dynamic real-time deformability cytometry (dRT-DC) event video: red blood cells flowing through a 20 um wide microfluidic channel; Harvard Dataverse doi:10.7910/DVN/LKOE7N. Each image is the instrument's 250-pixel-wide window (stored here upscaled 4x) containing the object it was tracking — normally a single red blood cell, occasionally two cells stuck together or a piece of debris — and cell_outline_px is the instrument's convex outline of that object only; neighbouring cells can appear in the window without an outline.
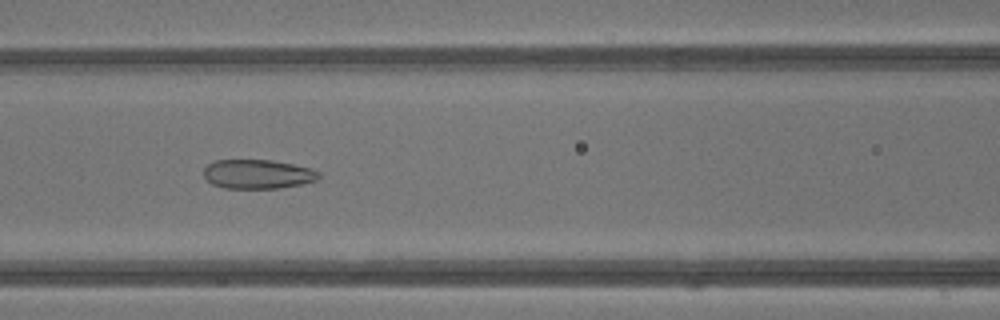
{"species": "common noctule bat (a hibernating species)", "species_latin": "Nyctalus noctula", "temperature_condition": "warm", "stored_images_in_passage": 41, "camera_frame_rate_fps": 3000, "um_per_image_px": 0.085, "animal": {"sex": "male", "body_mass_g": 13.3}, "frame": {"image": 1, "passage_image": 18, "time_ms": 5.667, "image_size_px": [1000, 320], "cell_outline_px": [[320, 176], [316, 180], [300, 184], [280, 188], [224, 188], [212, 184], [204, 176], [204, 168], [208, 164], [216, 160], [272, 160], [312, 168], [320, 172]], "centroid_in_image_um": [21.91, 14.8], "position_along_channel_um": 144.7, "area_um2": 19.54}}
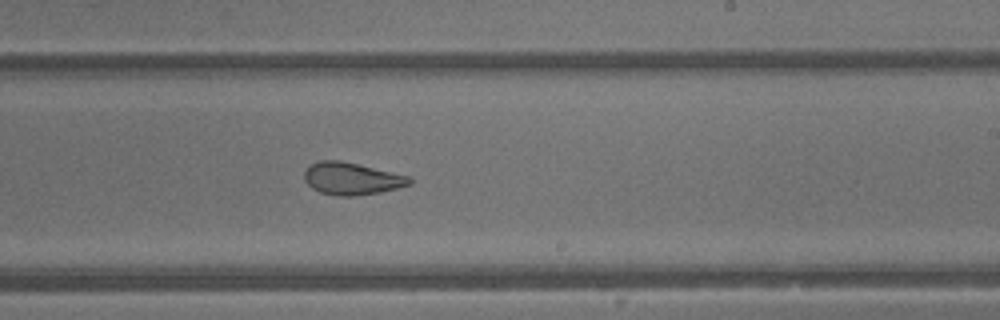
{"frame": {"image": 2, "passage_image": 25, "time_ms": 8.0, "image_size_px": [1000, 320], "cell_outline_px": [[412, 184], [380, 192], [352, 196], [336, 196], [320, 192], [312, 188], [304, 180], [304, 172], [308, 164], [320, 160], [340, 160], [408, 176], [412, 180]], "centroid_in_image_um": [29.84, 15.18], "position_along_channel_um": 259.2, "area_um2": 19.71}}
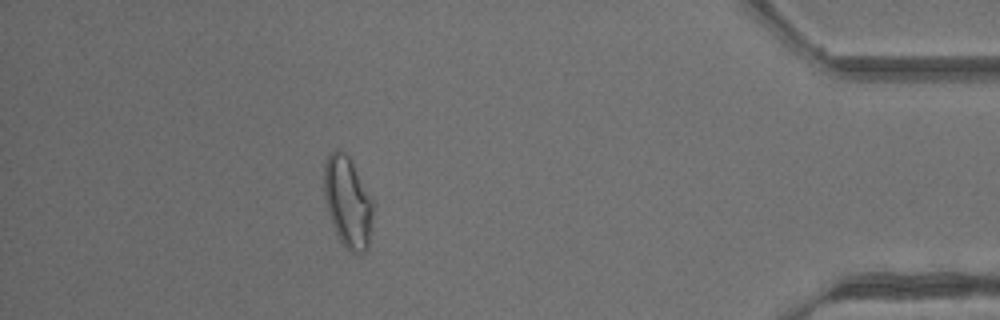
{"frame": {"image": 3, "passage_image": 37, "time_ms": 12.0, "image_size_px": [1000, 320], "cell_outline_px": [[372, 216], [368, 248], [364, 252], [352, 252], [340, 240], [332, 224], [328, 212], [324, 196], [324, 164], [328, 156], [336, 148], [344, 152], [352, 160], [372, 200]], "centroid_in_image_um": [29.54, 17.13], "position_along_channel_um": 405.7, "area_um2": 25.61}, "authors_computed_cell_mechanics": {"area_um2": 24.6806, "velocity_mm_per_s": 4.9215, "shape_relaxation_time_tau1_ms": null, "shape_relaxation_time_tau2_ms": 1.5051, "deformation_change_tau1": null, "deformation_change_tau2": 0.0917}}